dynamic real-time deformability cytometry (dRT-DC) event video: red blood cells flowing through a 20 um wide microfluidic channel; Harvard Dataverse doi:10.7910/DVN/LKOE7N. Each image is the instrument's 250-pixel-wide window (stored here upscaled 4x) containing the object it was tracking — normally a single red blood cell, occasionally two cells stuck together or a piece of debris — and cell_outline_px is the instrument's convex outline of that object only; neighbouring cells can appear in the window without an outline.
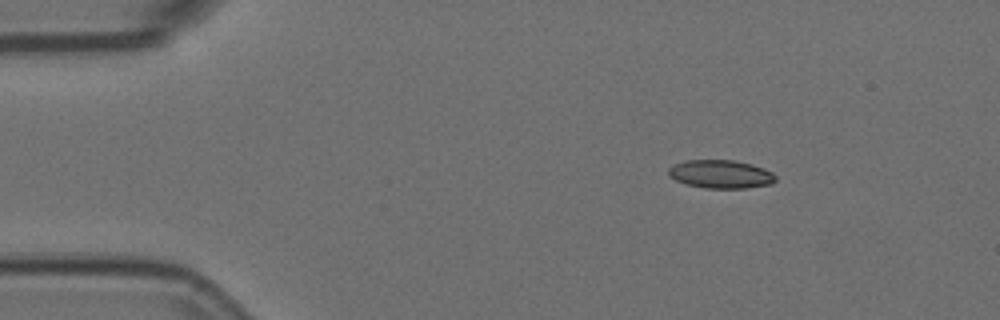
{"species": "Egyptian fruit bat (a non-hibernating species)", "species_latin": "Rousettus aegyptiacus", "temperature_condition": "room temperature", "stored_images_in_passage": 49, "camera_frame_rate_fps": 3000, "um_per_image_px": 0.085, "animal": {"sex": "female"}, "frame": {"image": 1, "passage_image": 1, "time_ms": 0.0, "image_size_px": [1000, 320], "cell_outline_px": [[776, 180], [772, 184], [744, 188], [704, 188], [688, 184], [676, 180], [668, 176], [668, 168], [672, 164], [684, 160], [732, 160], [752, 164], [764, 168], [772, 172], [776, 176]], "centroid_in_image_um": [61.25, 14.79], "position_along_channel_um": 23.8, "area_um2": 17.8}}
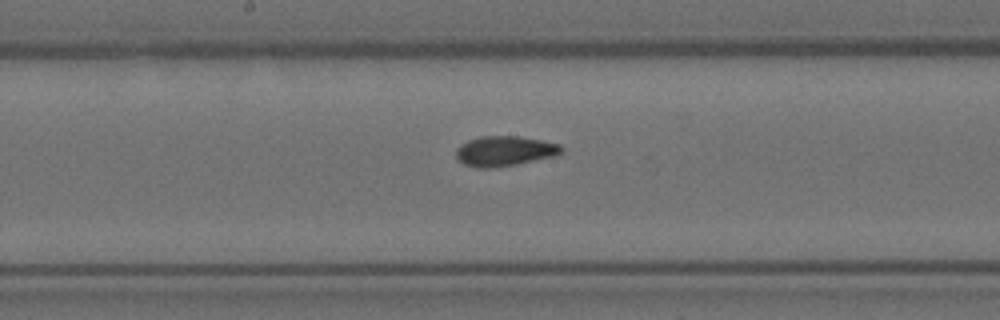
{"frame": {"image": 2, "passage_image": 22, "time_ms": 7.0, "image_size_px": [1000, 320], "cell_outline_px": [[564, 152], [556, 156], [516, 164], [492, 168], [476, 168], [464, 164], [456, 160], [456, 148], [460, 144], [468, 140], [480, 136], [520, 136], [560, 144], [564, 148]], "centroid_in_image_um": [42.88, 12.84], "position_along_channel_um": 205.3, "area_um2": 18.73}}
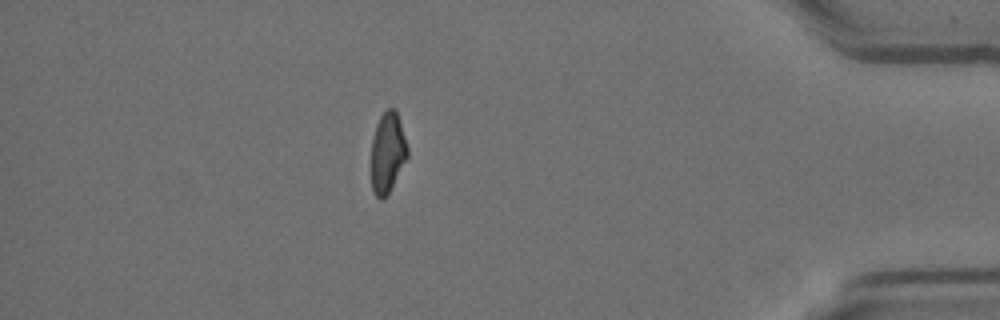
{"frame": {"image": 3, "passage_image": 42, "time_ms": 13.667, "image_size_px": [1000, 320], "cell_outline_px": [[408, 156], [384, 200], [380, 200], [372, 192], [372, 140], [376, 124], [380, 116], [388, 108], [396, 108], [408, 148]], "centroid_in_image_um": [32.94, 12.96], "position_along_channel_um": 402.3, "area_um2": 16.88}, "authors_computed_cell_mechanics": {"area_um2": 17.9758, "velocity_mm_per_s": 3.629, "shape_relaxation_time_tau1_ms": null, "shape_relaxation_time_tau2_ms": 2.8882, "deformation_change_tau1": null, "deformation_change_tau2": 0.0909}}